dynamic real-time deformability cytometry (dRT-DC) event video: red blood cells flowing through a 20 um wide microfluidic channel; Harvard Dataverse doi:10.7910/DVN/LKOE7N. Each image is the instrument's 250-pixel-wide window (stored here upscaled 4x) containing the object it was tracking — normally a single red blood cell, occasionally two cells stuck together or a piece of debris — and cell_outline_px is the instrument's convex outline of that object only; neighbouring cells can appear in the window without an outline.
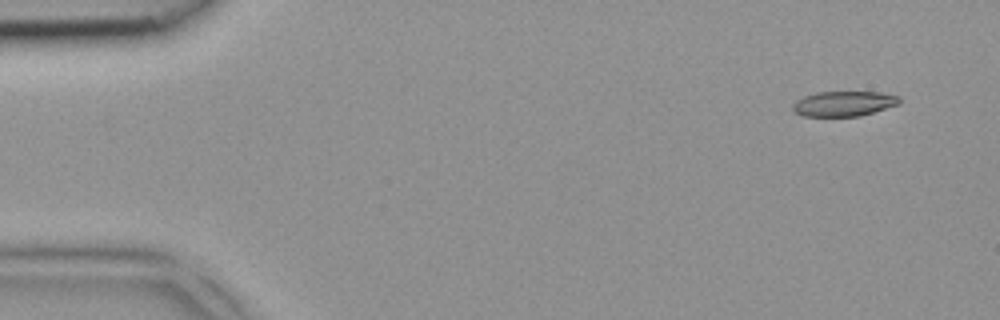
{"species": "common noctule bat (a hibernating species)", "species_latin": "Nyctalus noctula", "temperature_condition": "room temperature", "stored_images_in_passage": 6, "camera_frame_rate_fps": 3000, "um_per_image_px": 0.085, "animal": {"sex": "female", "body_mass_g": 18.4}, "frame": {"image": 1, "passage_image": 1, "time_ms": 0.0, "image_size_px": [1000, 320], "cell_outline_px": [[900, 104], [860, 116], [804, 116], [792, 112], [792, 104], [796, 100], [804, 96], [816, 92], [880, 92], [900, 96]], "centroid_in_image_um": [71.71, 8.81], "position_along_channel_um": 13.3, "area_um2": 15.72}}
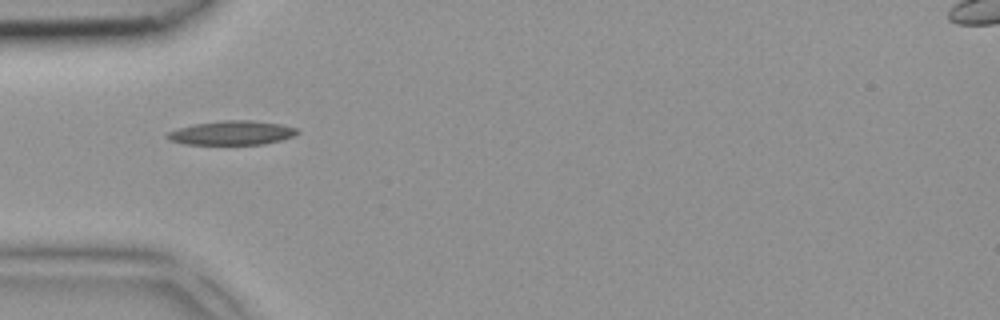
{"frame": {"image": 2, "passage_image": 4, "time_ms": 1.0, "image_size_px": [1000, 320], "cell_outline_px": [[300, 132], [292, 136], [280, 140], [264, 144], [184, 144], [168, 140], [164, 136], [168, 132], [180, 128], [196, 124], [224, 120], [248, 120], [280, 124], [296, 128]], "centroid_in_image_um": [19.69, 11.3], "position_along_channel_um": 65.3, "area_um2": 18.03}}